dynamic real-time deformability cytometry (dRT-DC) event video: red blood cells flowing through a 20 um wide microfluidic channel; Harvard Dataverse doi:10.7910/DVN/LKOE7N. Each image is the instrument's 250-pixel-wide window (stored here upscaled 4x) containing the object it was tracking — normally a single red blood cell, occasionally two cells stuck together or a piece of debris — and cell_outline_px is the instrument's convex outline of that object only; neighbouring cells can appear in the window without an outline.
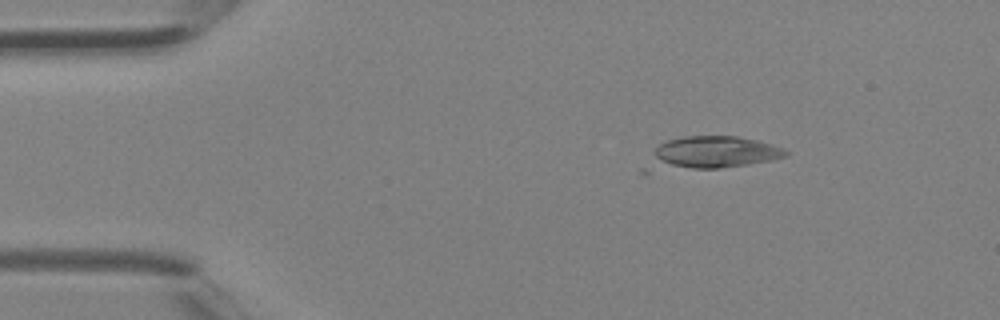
{"species": "Egyptian fruit bat (a non-hibernating species)", "species_latin": "Rousettus aegyptiacus", "temperature_condition": "room temperature", "stored_images_in_passage": 4, "camera_frame_rate_fps": 3000, "um_per_image_px": 0.085, "animal": {"sex": "female"}, "frame": {"image": 1, "passage_image": 2, "time_ms": 0.333, "image_size_px": [1000, 320], "cell_outline_px": [[788, 156], [772, 160], [748, 164], [720, 168], [648, 172], [640, 172], [640, 168], [656, 148], [660, 144], [668, 140], [684, 136], [736, 136], [756, 140], [772, 144], [784, 148], [788, 152]], "centroid_in_image_um": [60.34, 13.04], "position_along_channel_um": 24.7, "area_um2": 27.22}}
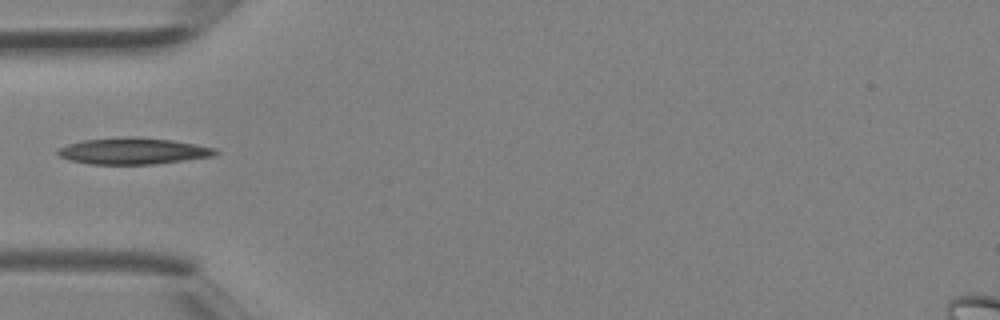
{"frame": {"image": 2, "passage_image": 4, "time_ms": 1.0, "image_size_px": [1000, 320], "cell_outline_px": [[220, 152], [216, 156], [152, 164], [88, 164], [68, 160], [60, 156], [56, 152], [60, 148], [68, 144], [84, 140], [132, 136], [136, 136], [172, 140], [196, 144], [216, 148]], "centroid_in_image_um": [11.35, 12.84], "position_along_channel_um": 73.6, "area_um2": 24.33}}